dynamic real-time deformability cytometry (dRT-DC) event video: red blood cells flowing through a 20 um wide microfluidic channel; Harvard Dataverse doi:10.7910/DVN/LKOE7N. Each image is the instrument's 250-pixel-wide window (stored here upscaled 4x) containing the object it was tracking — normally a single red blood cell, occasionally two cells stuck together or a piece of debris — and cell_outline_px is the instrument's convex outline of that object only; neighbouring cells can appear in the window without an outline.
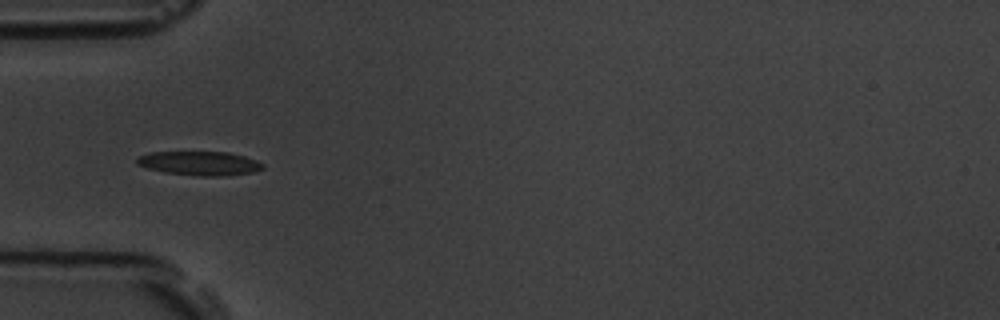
{"species": "common noctule bat (a hibernating species)", "species_latin": "Nyctalus noctula", "temperature_condition": "room temperature", "stored_images_in_passage": 7, "camera_frame_rate_fps": 3000, "um_per_image_px": 0.085, "animal": {"sex": "male", "body_mass_g": 19.5, "forearm_length_mm": 54.6}, "frame": {"image": 1, "passage_image": 5, "time_ms": 5.667, "image_size_px": [1000, 320], "cell_outline_px": [[264, 168], [252, 172], [224, 176], [196, 176], [164, 172], [148, 168], [136, 164], [136, 160], [140, 156], [152, 152], [228, 152], [244, 156], [264, 164]], "centroid_in_image_um": [16.97, 13.89], "position_along_channel_um": 68.0, "area_um2": 17.51}}
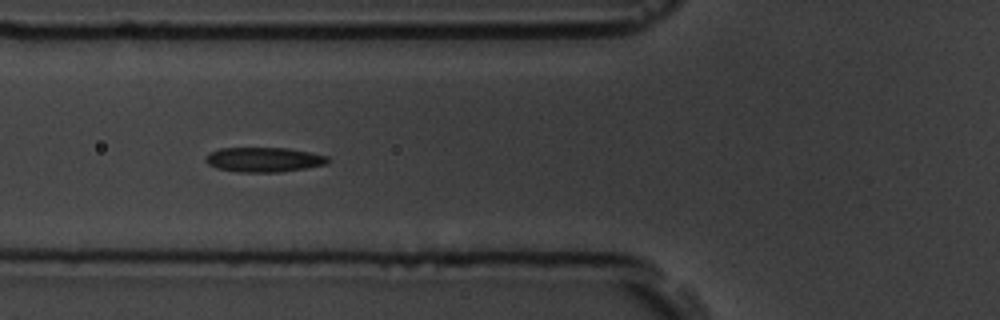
{"frame": {"image": 2, "passage_image": 6, "time_ms": 6.667, "image_size_px": [1000, 320], "cell_outline_px": [[328, 164], [280, 172], [240, 172], [216, 168], [208, 164], [204, 160], [208, 152], [220, 148], [288, 148], [328, 156]], "centroid_in_image_um": [22.39, 13.56], "position_along_channel_um": 103.4, "area_um2": 17.57}}
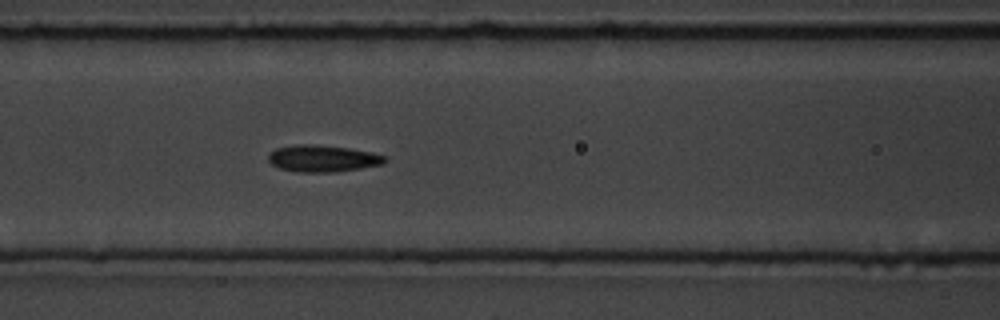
{"frame": {"image": 3, "passage_image": 7, "time_ms": 7.667, "image_size_px": [1000, 320], "cell_outline_px": [[388, 160], [384, 164], [360, 168], [332, 172], [296, 172], [280, 168], [272, 164], [268, 160], [268, 156], [276, 148], [296, 144], [312, 144], [348, 148], [372, 152], [384, 156]], "centroid_in_image_um": [27.43, 13.47], "position_along_channel_um": 139.2, "area_um2": 18.09}}